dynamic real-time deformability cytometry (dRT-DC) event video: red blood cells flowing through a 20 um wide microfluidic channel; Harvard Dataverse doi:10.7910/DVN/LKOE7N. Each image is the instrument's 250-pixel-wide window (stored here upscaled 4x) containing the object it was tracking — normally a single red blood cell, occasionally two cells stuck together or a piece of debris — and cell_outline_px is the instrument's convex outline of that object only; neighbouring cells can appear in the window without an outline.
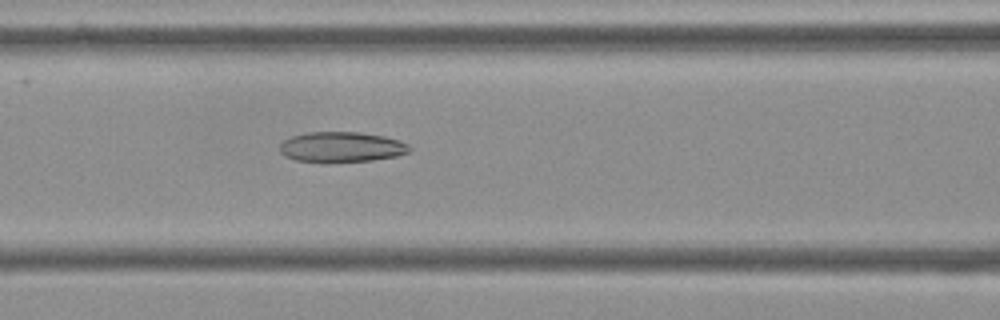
{"species": "Egyptian fruit bat (a non-hibernating species)", "species_latin": "Rousettus aegyptiacus", "temperature_condition": "cold", "stored_images_in_passage": 54, "camera_frame_rate_fps": 3000, "um_per_image_px": 0.085, "frame": {"image": 1, "passage_image": 22, "time_ms": 7.0, "image_size_px": [1000, 320], "cell_outline_px": [[412, 148], [408, 152], [396, 156], [372, 160], [324, 164], [296, 160], [284, 156], [280, 152], [280, 144], [284, 140], [292, 136], [308, 132], [360, 132], [384, 136], [400, 140], [408, 144]], "centroid_in_image_um": [29.01, 12.52], "position_along_channel_um": 137.6, "area_um2": 23.41}}
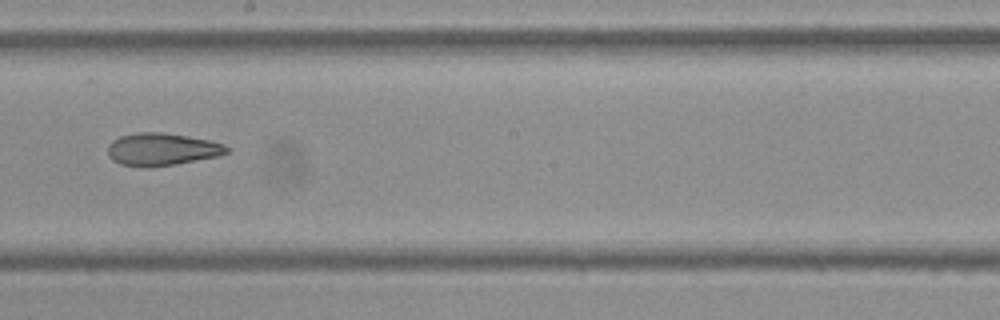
{"frame": {"image": 2, "passage_image": 30, "time_ms": 9.667, "image_size_px": [1000, 320], "cell_outline_px": [[232, 152], [216, 156], [176, 164], [148, 168], [140, 168], [120, 164], [112, 160], [108, 156], [108, 144], [112, 140], [120, 136], [136, 132], [160, 132], [188, 136], [208, 140], [224, 144], [232, 148]], "centroid_in_image_um": [13.75, 12.7], "position_along_channel_um": 234.5, "area_um2": 22.89}}
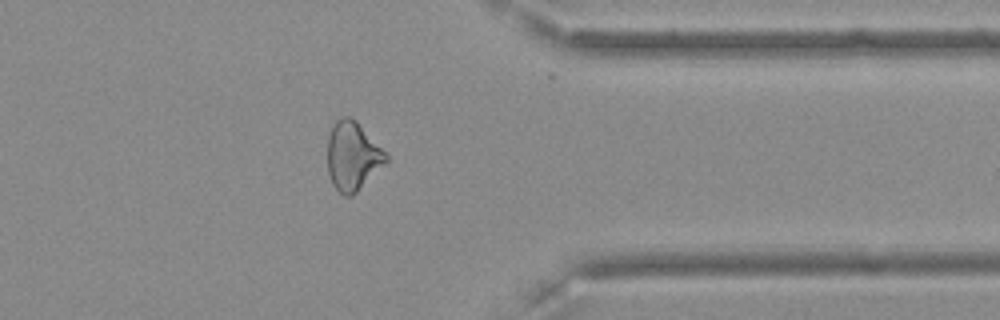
{"frame": {"image": 3, "passage_image": 43, "time_ms": 14.0, "image_size_px": [1000, 320], "cell_outline_px": [[388, 160], [352, 196], [344, 196], [332, 184], [328, 172], [328, 136], [332, 124], [336, 120], [344, 116], [352, 116], [356, 120], [388, 156]], "centroid_in_image_um": [29.94, 13.24], "position_along_channel_um": 381.5, "area_um2": 23.12}, "authors_computed_cell_mechanics": {"area_um2": 24.3049, "velocity_mm_per_s": 3.6337, "shape_relaxation_time_tau1_ms": 10.8961, "shape_relaxation_time_tau2_ms": 5.0882, "deformation_change_tau1": 0.2126, "deformation_change_tau2": 0.1387}}